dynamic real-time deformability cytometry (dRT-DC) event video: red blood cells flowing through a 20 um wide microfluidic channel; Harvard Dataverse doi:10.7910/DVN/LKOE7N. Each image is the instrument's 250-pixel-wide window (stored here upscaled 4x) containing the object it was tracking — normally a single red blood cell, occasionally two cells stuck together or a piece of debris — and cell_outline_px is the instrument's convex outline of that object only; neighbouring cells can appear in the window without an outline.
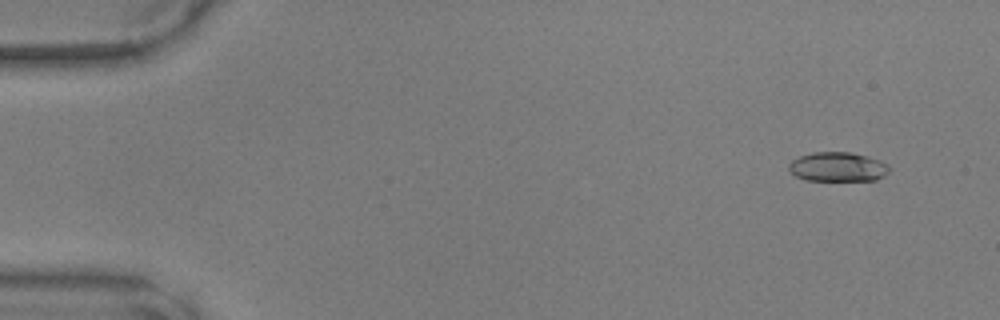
{"species": "common noctule bat (a hibernating species)", "species_latin": "Nyctalus noctula", "temperature_condition": "warm", "stored_images_in_passage": 12, "camera_frame_rate_fps": 3000, "um_per_image_px": 0.085, "animal": {"sex": "male", "body_mass_g": 17.9, "forearm_length_mm": 54.2}, "frame": {"image": 1, "passage_image": 4, "time_ms": 1.0, "image_size_px": [1000, 320], "cell_outline_px": [[888, 172], [884, 176], [876, 180], [804, 180], [796, 176], [788, 168], [788, 164], [792, 160], [800, 156], [812, 152], [852, 152], [868, 156], [880, 160], [888, 164]], "centroid_in_image_um": [71.21, 14.17], "position_along_channel_um": 13.8, "area_um2": 17.22}}